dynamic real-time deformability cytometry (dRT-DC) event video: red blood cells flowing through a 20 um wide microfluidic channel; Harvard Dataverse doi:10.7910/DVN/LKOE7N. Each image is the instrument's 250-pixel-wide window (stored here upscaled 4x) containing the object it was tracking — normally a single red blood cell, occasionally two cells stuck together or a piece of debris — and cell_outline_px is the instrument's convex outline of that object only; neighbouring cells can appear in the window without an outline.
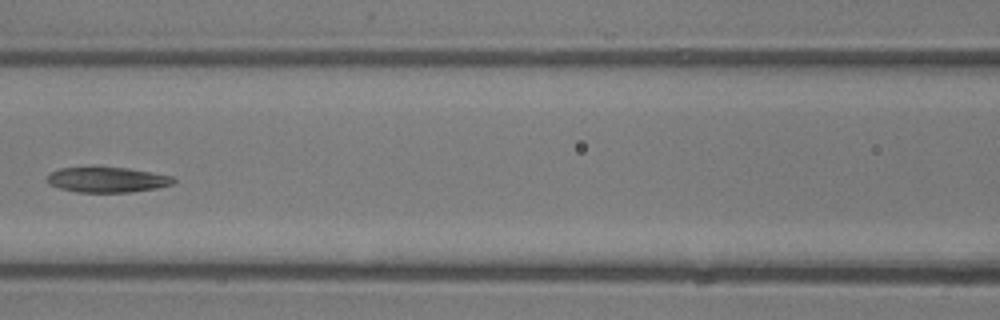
{"species": "common noctule bat (a hibernating species)", "species_latin": "Nyctalus noctula", "temperature_condition": "room temperature", "stored_images_in_passage": 4, "camera_frame_rate_fps": 3000, "um_per_image_px": 0.085, "animal": {"sex": "male", "body_mass_g": 13.3}, "frame": {"image": 1, "passage_image": 3, "time_ms": 2.333, "image_size_px": [1000, 320], "cell_outline_px": [[176, 180], [172, 184], [156, 188], [132, 192], [76, 192], [60, 188], [48, 184], [48, 172], [60, 168], [128, 168], [172, 176]], "centroid_in_image_um": [9.1, 15.29], "position_along_channel_um": 157.5, "area_um2": 18.38}}
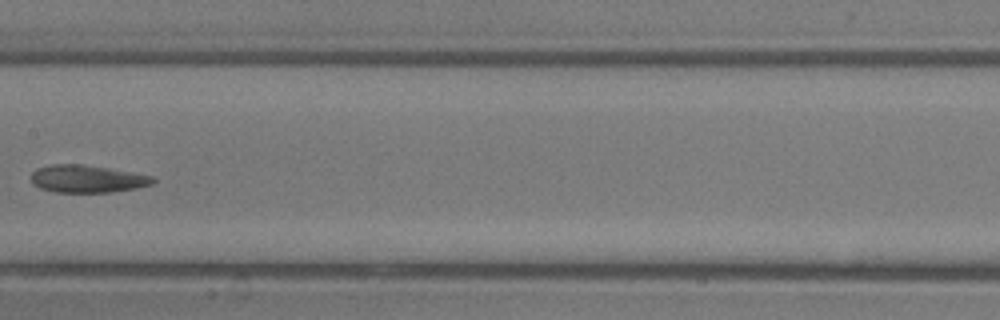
{"frame": {"image": 2, "passage_image": 4, "time_ms": 3.333, "image_size_px": [1000, 320], "cell_outline_px": [[156, 180], [152, 184], [136, 188], [112, 192], [56, 192], [40, 188], [32, 184], [32, 172], [36, 168], [52, 164], [80, 164], [108, 168], [132, 172], [152, 176]], "centroid_in_image_um": [7.4, 15.2], "position_along_channel_um": 200.0, "area_um2": 19.48}}